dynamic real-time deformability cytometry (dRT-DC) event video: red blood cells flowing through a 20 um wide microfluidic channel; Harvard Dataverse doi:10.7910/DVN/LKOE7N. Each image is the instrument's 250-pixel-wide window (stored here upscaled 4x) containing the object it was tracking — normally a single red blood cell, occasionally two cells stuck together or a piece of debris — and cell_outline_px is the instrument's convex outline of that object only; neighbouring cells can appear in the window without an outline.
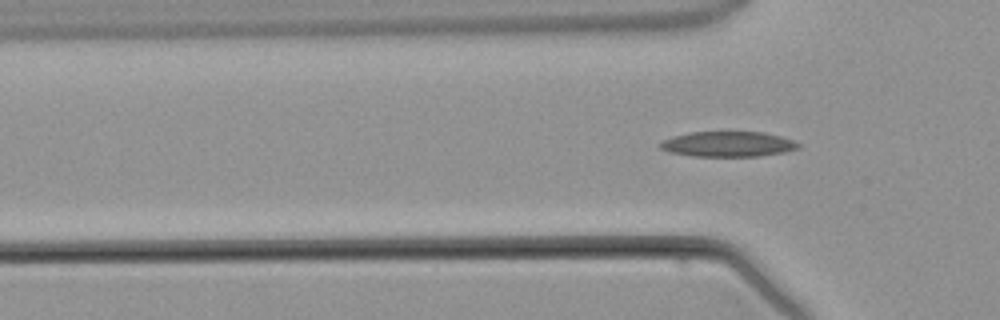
{"species": "common noctule bat (a hibernating species)", "species_latin": "Nyctalus noctula", "temperature_condition": "warm", "stored_images_in_passage": 3, "camera_frame_rate_fps": 3000, "um_per_image_px": 0.085, "animal": {"sex": "male", "body_mass_g": 21.5, "forearm_length_mm": 52.0}, "frame": {"image": 1, "passage_image": 3, "time_ms": 2.667, "image_size_px": [1000, 320], "cell_outline_px": [[800, 148], [784, 152], [760, 156], [692, 156], [668, 152], [660, 148], [656, 144], [672, 136], [688, 132], [764, 132], [780, 136], [792, 140], [800, 144]], "centroid_in_image_um": [61.84, 12.25], "position_along_channel_um": 64.0, "area_um2": 20.46}}